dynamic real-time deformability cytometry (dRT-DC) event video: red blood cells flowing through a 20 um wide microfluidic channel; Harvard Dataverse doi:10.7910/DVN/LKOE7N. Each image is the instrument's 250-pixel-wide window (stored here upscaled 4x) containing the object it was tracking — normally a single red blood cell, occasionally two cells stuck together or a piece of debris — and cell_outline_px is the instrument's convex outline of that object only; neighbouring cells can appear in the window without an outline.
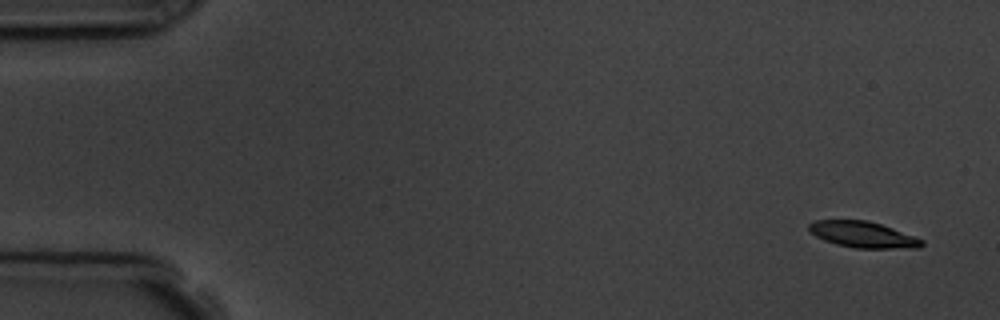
{"species": "common noctule bat (a hibernating species)", "species_latin": "Nyctalus noctula", "temperature_condition": "room temperature", "stored_images_in_passage": 6, "camera_frame_rate_fps": 3000, "um_per_image_px": 0.085, "animal": {"sex": "male", "body_mass_g": 19.5, "forearm_length_mm": 54.6}, "frame": {"image": 1, "passage_image": 1, "time_ms": 0.0, "image_size_px": [1000, 320], "cell_outline_px": [[924, 244], [920, 248], [856, 248], [836, 244], [824, 240], [808, 232], [808, 224], [812, 220], [868, 220], [892, 228], [924, 240]], "centroid_in_image_um": [73.32, 19.93], "position_along_channel_um": 11.7, "area_um2": 17.22}}
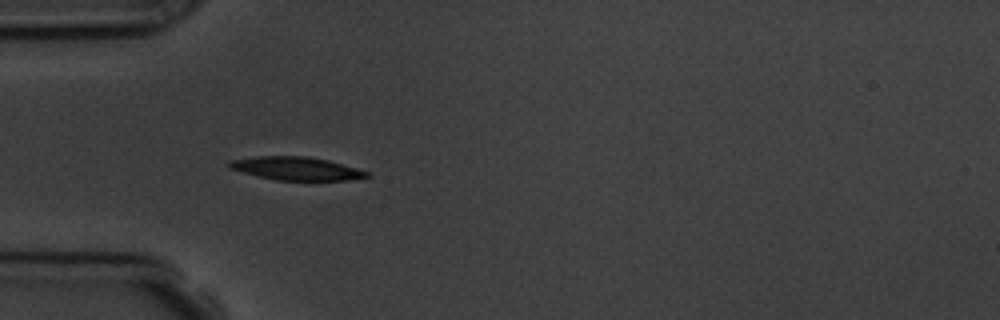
{"frame": {"image": 2, "passage_image": 5, "time_ms": 4.667, "image_size_px": [1000, 320], "cell_outline_px": [[372, 176], [348, 180], [276, 180], [228, 168], [228, 164], [232, 160], [256, 156], [308, 156], [328, 160], [372, 172]], "centroid_in_image_um": [25.26, 14.32], "position_along_channel_um": 59.7, "area_um2": 18.55}}